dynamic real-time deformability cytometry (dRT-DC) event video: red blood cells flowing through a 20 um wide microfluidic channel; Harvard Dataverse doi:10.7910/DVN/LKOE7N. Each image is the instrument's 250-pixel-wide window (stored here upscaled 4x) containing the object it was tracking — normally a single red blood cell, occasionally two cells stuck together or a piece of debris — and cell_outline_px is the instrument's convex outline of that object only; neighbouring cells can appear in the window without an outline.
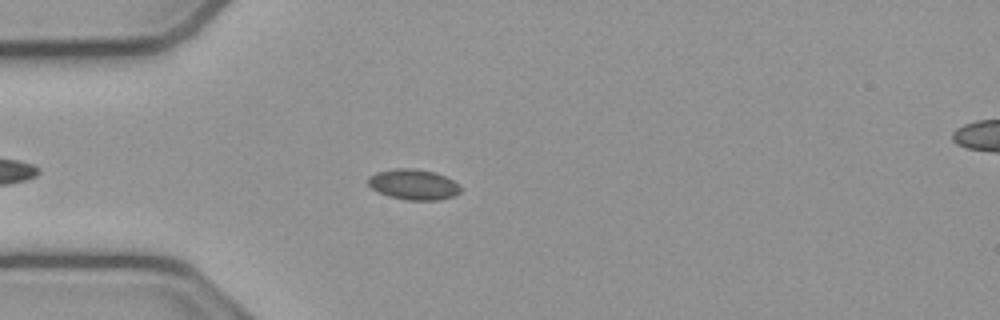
{"species": "common noctule bat (a hibernating species)", "species_latin": "Nyctalus noctula", "temperature_condition": "cold", "stored_images_in_passage": 41, "camera_frame_rate_fps": 3000, "um_per_image_px": 0.085, "animal": {"sex": "male", "body_mass_g": 23.1, "forearm_length_mm": 52.7}, "frame": {"image": 1, "passage_image": 8, "time_ms": 2.333, "image_size_px": [1000, 320], "cell_outline_px": [[460, 192], [452, 196], [440, 200], [408, 200], [388, 196], [376, 192], [368, 184], [368, 176], [376, 172], [396, 168], [416, 168], [436, 172], [460, 184]], "centroid_in_image_um": [35.13, 15.67], "position_along_channel_um": 49.9, "area_um2": 16.59}}
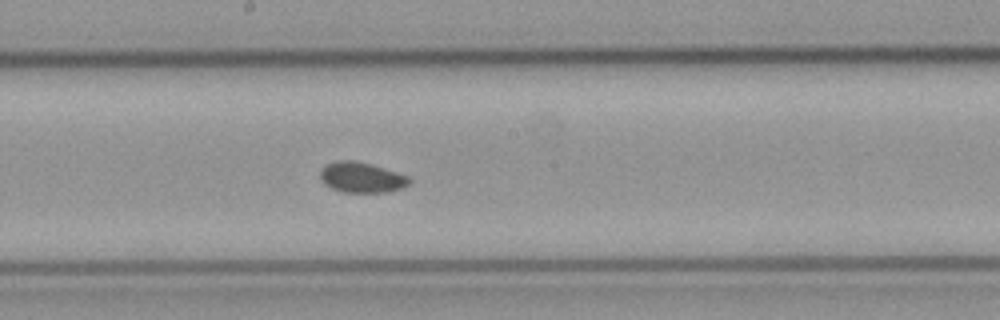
{"frame": {"image": 2, "passage_image": 22, "time_ms": 7.0, "image_size_px": [1000, 320], "cell_outline_px": [[412, 180], [404, 188], [388, 192], [340, 192], [324, 184], [320, 180], [320, 172], [328, 164], [340, 160], [352, 160], [372, 164], [408, 176]], "centroid_in_image_um": [30.75, 15.09], "position_along_channel_um": 217.4, "area_um2": 15.78}}
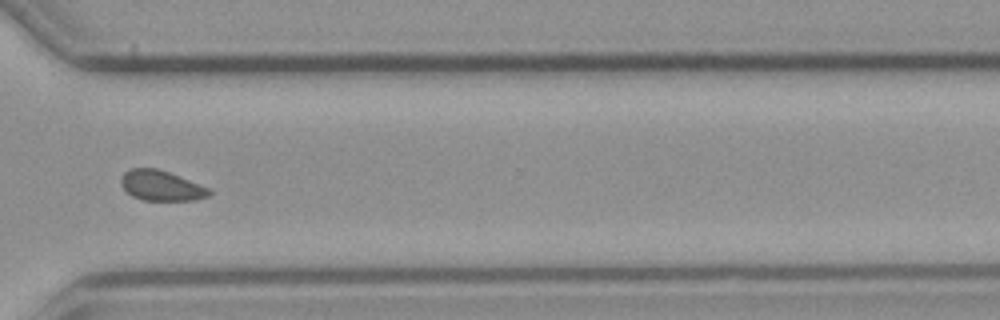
{"frame": {"image": 3, "passage_image": 33, "time_ms": 10.667, "image_size_px": [1000, 320], "cell_outline_px": [[212, 192], [208, 196], [196, 200], [144, 200], [132, 196], [120, 184], [120, 176], [124, 172], [132, 168], [156, 168], [168, 172], [208, 188]], "centroid_in_image_um": [13.66, 15.78], "position_along_channel_um": 356.9, "area_um2": 15.32}, "authors_computed_cell_mechanics": {"area_um2": 16.0106, "velocity_mm_per_s": 3.8128, "shape_relaxation_time_tau1_ms": null, "shape_relaxation_time_tau2_ms": 9.0249, "deformation_change_tau1": null, "deformation_change_tau2": 0.0689}}